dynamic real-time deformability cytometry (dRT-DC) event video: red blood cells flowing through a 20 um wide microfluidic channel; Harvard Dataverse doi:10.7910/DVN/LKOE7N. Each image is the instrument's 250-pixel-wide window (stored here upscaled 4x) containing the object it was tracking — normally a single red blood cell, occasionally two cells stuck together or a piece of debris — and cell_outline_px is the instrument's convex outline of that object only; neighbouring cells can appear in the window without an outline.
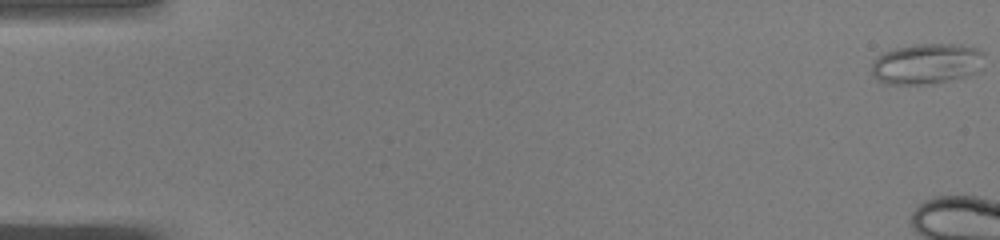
{"species": "common noctule bat (a hibernating species)", "species_latin": "Nyctalus noctula", "temperature_condition": "warm", "stored_images_in_passage": 8, "camera_frame_rate_fps": 3000, "um_per_image_px": 0.085, "animal": {"sex": "male", "body_mass_g": 19.0, "forearm_length_mm": 50.8}, "frame": {"image": 1, "passage_image": 1, "time_ms": 0.0, "image_size_px": [1000, 240], "cell_outline_px": [[984, 68], [964, 76], [944, 80], [920, 84], [884, 84], [876, 80], [872, 76], [872, 64], [884, 52], [892, 48], [920, 44], [960, 44], [980, 48], [984, 52]], "centroid_in_image_um": [78.79, 5.4], "position_along_channel_um": 6.2, "area_um2": 26.7}}